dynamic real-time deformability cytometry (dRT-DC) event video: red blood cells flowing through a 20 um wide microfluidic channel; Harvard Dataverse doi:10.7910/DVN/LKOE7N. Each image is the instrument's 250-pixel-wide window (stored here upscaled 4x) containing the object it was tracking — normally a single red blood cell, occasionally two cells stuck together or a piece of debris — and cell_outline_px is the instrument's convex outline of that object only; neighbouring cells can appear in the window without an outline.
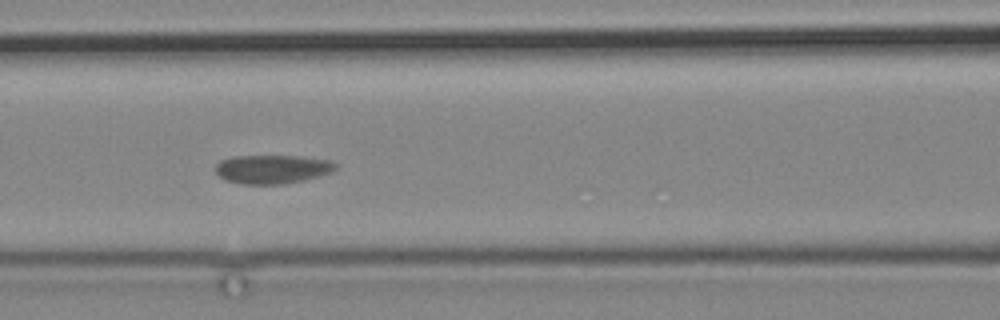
{"species": "common noctule bat (a hibernating species)", "species_latin": "Nyctalus noctula", "temperature_condition": "cold", "stored_images_in_passage": 5, "camera_frame_rate_fps": 3000, "um_per_image_px": 0.085, "animal": {"sex": "male", "body_mass_g": 19.2, "forearm_length_mm": 51.8}, "frame": {"image": 1, "passage_image": 3, "time_ms": 2.333, "image_size_px": [1000, 320], "cell_outline_px": [[336, 168], [332, 172], [304, 180], [284, 184], [240, 184], [224, 180], [216, 172], [216, 164], [220, 160], [232, 156], [300, 156], [332, 160], [336, 164]], "centroid_in_image_um": [23.14, 14.38], "position_along_channel_um": 143.5, "area_um2": 20.29}}
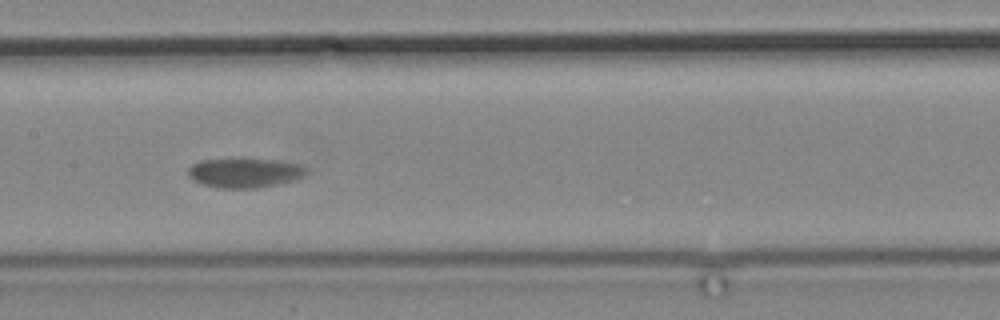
{"frame": {"image": 2, "passage_image": 4, "time_ms": 3.667, "image_size_px": [1000, 320], "cell_outline_px": [[308, 172], [296, 180], [256, 188], [216, 188], [204, 184], [188, 176], [188, 168], [192, 164], [200, 160], [276, 160], [300, 164], [308, 168]], "centroid_in_image_um": [20.83, 14.7], "position_along_channel_um": 186.6, "area_um2": 20.0}}
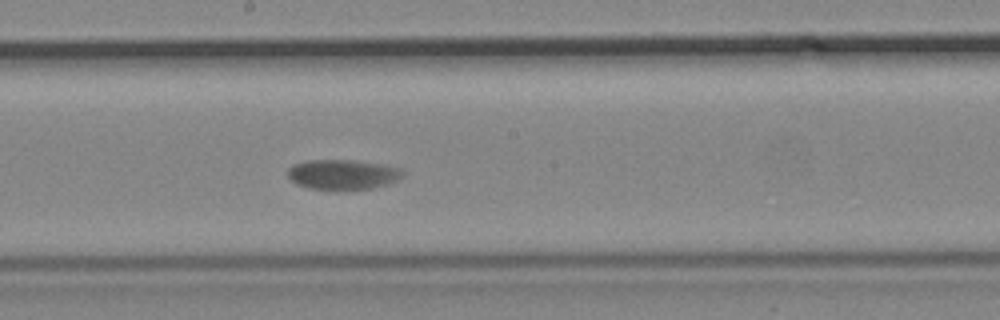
{"frame": {"image": 3, "passage_image": 5, "time_ms": 4.667, "image_size_px": [1000, 320], "cell_outline_px": [[404, 172], [396, 180], [388, 184], [372, 188], [308, 188], [296, 184], [288, 176], [288, 168], [292, 164], [308, 160], [356, 160], [384, 164], [400, 168]], "centroid_in_image_um": [29.12, 14.8], "position_along_channel_um": 219.1, "area_um2": 19.77}}